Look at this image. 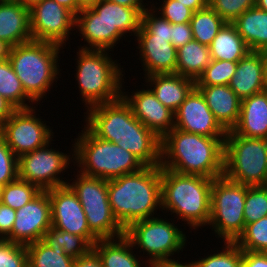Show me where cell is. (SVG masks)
I'll return each instance as SVG.
<instances>
[{"instance_id":"41","label":"cell","mask_w":267,"mask_h":267,"mask_svg":"<svg viewBox=\"0 0 267 267\" xmlns=\"http://www.w3.org/2000/svg\"><path fill=\"white\" fill-rule=\"evenodd\" d=\"M245 226L267 216V187L249 186L244 204Z\"/></svg>"},{"instance_id":"48","label":"cell","mask_w":267,"mask_h":267,"mask_svg":"<svg viewBox=\"0 0 267 267\" xmlns=\"http://www.w3.org/2000/svg\"><path fill=\"white\" fill-rule=\"evenodd\" d=\"M193 40V33L190 22L182 24H172L171 43L176 49L182 47Z\"/></svg>"},{"instance_id":"43","label":"cell","mask_w":267,"mask_h":267,"mask_svg":"<svg viewBox=\"0 0 267 267\" xmlns=\"http://www.w3.org/2000/svg\"><path fill=\"white\" fill-rule=\"evenodd\" d=\"M208 5L227 23L256 6V0H208Z\"/></svg>"},{"instance_id":"22","label":"cell","mask_w":267,"mask_h":267,"mask_svg":"<svg viewBox=\"0 0 267 267\" xmlns=\"http://www.w3.org/2000/svg\"><path fill=\"white\" fill-rule=\"evenodd\" d=\"M232 131L236 135L267 139L266 90L241 100L239 120Z\"/></svg>"},{"instance_id":"61","label":"cell","mask_w":267,"mask_h":267,"mask_svg":"<svg viewBox=\"0 0 267 267\" xmlns=\"http://www.w3.org/2000/svg\"><path fill=\"white\" fill-rule=\"evenodd\" d=\"M10 1H17V0H0V2H10Z\"/></svg>"},{"instance_id":"47","label":"cell","mask_w":267,"mask_h":267,"mask_svg":"<svg viewBox=\"0 0 267 267\" xmlns=\"http://www.w3.org/2000/svg\"><path fill=\"white\" fill-rule=\"evenodd\" d=\"M16 210L0 202V239H7L11 235Z\"/></svg>"},{"instance_id":"17","label":"cell","mask_w":267,"mask_h":267,"mask_svg":"<svg viewBox=\"0 0 267 267\" xmlns=\"http://www.w3.org/2000/svg\"><path fill=\"white\" fill-rule=\"evenodd\" d=\"M86 110L85 126L100 139L117 143L127 133V102L122 96Z\"/></svg>"},{"instance_id":"58","label":"cell","mask_w":267,"mask_h":267,"mask_svg":"<svg viewBox=\"0 0 267 267\" xmlns=\"http://www.w3.org/2000/svg\"><path fill=\"white\" fill-rule=\"evenodd\" d=\"M41 0H17L22 6L31 9L35 4L40 2Z\"/></svg>"},{"instance_id":"13","label":"cell","mask_w":267,"mask_h":267,"mask_svg":"<svg viewBox=\"0 0 267 267\" xmlns=\"http://www.w3.org/2000/svg\"><path fill=\"white\" fill-rule=\"evenodd\" d=\"M51 227V201L48 191L42 190L30 202L16 210L14 225L7 240L26 246L40 241Z\"/></svg>"},{"instance_id":"2","label":"cell","mask_w":267,"mask_h":267,"mask_svg":"<svg viewBox=\"0 0 267 267\" xmlns=\"http://www.w3.org/2000/svg\"><path fill=\"white\" fill-rule=\"evenodd\" d=\"M107 189L112 212L126 229L135 221L155 217L157 210L160 211L161 167L145 166L137 172L107 180Z\"/></svg>"},{"instance_id":"11","label":"cell","mask_w":267,"mask_h":267,"mask_svg":"<svg viewBox=\"0 0 267 267\" xmlns=\"http://www.w3.org/2000/svg\"><path fill=\"white\" fill-rule=\"evenodd\" d=\"M33 107L16 109L0 126V136L17 158L54 141L53 130L35 115Z\"/></svg>"},{"instance_id":"32","label":"cell","mask_w":267,"mask_h":267,"mask_svg":"<svg viewBox=\"0 0 267 267\" xmlns=\"http://www.w3.org/2000/svg\"><path fill=\"white\" fill-rule=\"evenodd\" d=\"M77 176V177H76ZM73 182L67 185L76 194L82 206H95L110 204L108 200L107 180L98 177H90L79 171Z\"/></svg>"},{"instance_id":"12","label":"cell","mask_w":267,"mask_h":267,"mask_svg":"<svg viewBox=\"0 0 267 267\" xmlns=\"http://www.w3.org/2000/svg\"><path fill=\"white\" fill-rule=\"evenodd\" d=\"M76 16L54 0H41L30 9V30L33 41L66 45L75 30ZM65 43V44H64Z\"/></svg>"},{"instance_id":"33","label":"cell","mask_w":267,"mask_h":267,"mask_svg":"<svg viewBox=\"0 0 267 267\" xmlns=\"http://www.w3.org/2000/svg\"><path fill=\"white\" fill-rule=\"evenodd\" d=\"M0 95L16 109L31 108L35 102L25 93L21 81L15 74L10 61L0 62ZM28 101V103H26Z\"/></svg>"},{"instance_id":"53","label":"cell","mask_w":267,"mask_h":267,"mask_svg":"<svg viewBox=\"0 0 267 267\" xmlns=\"http://www.w3.org/2000/svg\"><path fill=\"white\" fill-rule=\"evenodd\" d=\"M13 48L14 45L8 41L0 39V62L10 60Z\"/></svg>"},{"instance_id":"35","label":"cell","mask_w":267,"mask_h":267,"mask_svg":"<svg viewBox=\"0 0 267 267\" xmlns=\"http://www.w3.org/2000/svg\"><path fill=\"white\" fill-rule=\"evenodd\" d=\"M225 23L209 5L196 11L190 21L193 39L209 46Z\"/></svg>"},{"instance_id":"23","label":"cell","mask_w":267,"mask_h":267,"mask_svg":"<svg viewBox=\"0 0 267 267\" xmlns=\"http://www.w3.org/2000/svg\"><path fill=\"white\" fill-rule=\"evenodd\" d=\"M264 62L262 52L249 51L238 61L229 87L241 99L248 98L264 89Z\"/></svg>"},{"instance_id":"44","label":"cell","mask_w":267,"mask_h":267,"mask_svg":"<svg viewBox=\"0 0 267 267\" xmlns=\"http://www.w3.org/2000/svg\"><path fill=\"white\" fill-rule=\"evenodd\" d=\"M0 267H28L26 246L0 239Z\"/></svg>"},{"instance_id":"51","label":"cell","mask_w":267,"mask_h":267,"mask_svg":"<svg viewBox=\"0 0 267 267\" xmlns=\"http://www.w3.org/2000/svg\"><path fill=\"white\" fill-rule=\"evenodd\" d=\"M16 108L0 95V126L13 114Z\"/></svg>"},{"instance_id":"27","label":"cell","mask_w":267,"mask_h":267,"mask_svg":"<svg viewBox=\"0 0 267 267\" xmlns=\"http://www.w3.org/2000/svg\"><path fill=\"white\" fill-rule=\"evenodd\" d=\"M93 249L101 258L103 267H141L146 262H140L137 258L140 255L134 253V247L125 235L100 239L93 245Z\"/></svg>"},{"instance_id":"9","label":"cell","mask_w":267,"mask_h":267,"mask_svg":"<svg viewBox=\"0 0 267 267\" xmlns=\"http://www.w3.org/2000/svg\"><path fill=\"white\" fill-rule=\"evenodd\" d=\"M249 185L233 182L224 175L213 179L208 225L224 242H236L245 229L244 204Z\"/></svg>"},{"instance_id":"45","label":"cell","mask_w":267,"mask_h":267,"mask_svg":"<svg viewBox=\"0 0 267 267\" xmlns=\"http://www.w3.org/2000/svg\"><path fill=\"white\" fill-rule=\"evenodd\" d=\"M18 178V158L0 136V186Z\"/></svg>"},{"instance_id":"16","label":"cell","mask_w":267,"mask_h":267,"mask_svg":"<svg viewBox=\"0 0 267 267\" xmlns=\"http://www.w3.org/2000/svg\"><path fill=\"white\" fill-rule=\"evenodd\" d=\"M123 90L122 86L121 96L130 105L134 116L160 139L174 128V112L156 98L149 86L129 95Z\"/></svg>"},{"instance_id":"3","label":"cell","mask_w":267,"mask_h":267,"mask_svg":"<svg viewBox=\"0 0 267 267\" xmlns=\"http://www.w3.org/2000/svg\"><path fill=\"white\" fill-rule=\"evenodd\" d=\"M213 179L161 167V211L171 212L193 230L208 226Z\"/></svg>"},{"instance_id":"30","label":"cell","mask_w":267,"mask_h":267,"mask_svg":"<svg viewBox=\"0 0 267 267\" xmlns=\"http://www.w3.org/2000/svg\"><path fill=\"white\" fill-rule=\"evenodd\" d=\"M176 56V74L195 81L212 61L209 46L194 39L178 48Z\"/></svg>"},{"instance_id":"7","label":"cell","mask_w":267,"mask_h":267,"mask_svg":"<svg viewBox=\"0 0 267 267\" xmlns=\"http://www.w3.org/2000/svg\"><path fill=\"white\" fill-rule=\"evenodd\" d=\"M174 223L157 216L135 221L125 229L124 235L130 240L134 249L140 248L139 254L146 252L147 267L178 262V259L171 257L180 251L183 252L187 237Z\"/></svg>"},{"instance_id":"42","label":"cell","mask_w":267,"mask_h":267,"mask_svg":"<svg viewBox=\"0 0 267 267\" xmlns=\"http://www.w3.org/2000/svg\"><path fill=\"white\" fill-rule=\"evenodd\" d=\"M136 34H153L156 37H172V24L163 18L151 7L146 9L141 16V26Z\"/></svg>"},{"instance_id":"57","label":"cell","mask_w":267,"mask_h":267,"mask_svg":"<svg viewBox=\"0 0 267 267\" xmlns=\"http://www.w3.org/2000/svg\"><path fill=\"white\" fill-rule=\"evenodd\" d=\"M97 0H77V5L81 9L90 8L92 7Z\"/></svg>"},{"instance_id":"29","label":"cell","mask_w":267,"mask_h":267,"mask_svg":"<svg viewBox=\"0 0 267 267\" xmlns=\"http://www.w3.org/2000/svg\"><path fill=\"white\" fill-rule=\"evenodd\" d=\"M213 60L238 62L250 50L233 23H225L209 45Z\"/></svg>"},{"instance_id":"50","label":"cell","mask_w":267,"mask_h":267,"mask_svg":"<svg viewBox=\"0 0 267 267\" xmlns=\"http://www.w3.org/2000/svg\"><path fill=\"white\" fill-rule=\"evenodd\" d=\"M73 267H103L101 258L92 248L87 254L74 259Z\"/></svg>"},{"instance_id":"34","label":"cell","mask_w":267,"mask_h":267,"mask_svg":"<svg viewBox=\"0 0 267 267\" xmlns=\"http://www.w3.org/2000/svg\"><path fill=\"white\" fill-rule=\"evenodd\" d=\"M41 241L52 249H63L65 254L74 259L87 254L93 248L83 236L53 227L43 234Z\"/></svg>"},{"instance_id":"6","label":"cell","mask_w":267,"mask_h":267,"mask_svg":"<svg viewBox=\"0 0 267 267\" xmlns=\"http://www.w3.org/2000/svg\"><path fill=\"white\" fill-rule=\"evenodd\" d=\"M61 48L50 42L33 40L13 48L9 61L25 93L37 104L49 93L56 79L59 80Z\"/></svg>"},{"instance_id":"26","label":"cell","mask_w":267,"mask_h":267,"mask_svg":"<svg viewBox=\"0 0 267 267\" xmlns=\"http://www.w3.org/2000/svg\"><path fill=\"white\" fill-rule=\"evenodd\" d=\"M250 51L267 50V12L251 7L232 22Z\"/></svg>"},{"instance_id":"54","label":"cell","mask_w":267,"mask_h":267,"mask_svg":"<svg viewBox=\"0 0 267 267\" xmlns=\"http://www.w3.org/2000/svg\"><path fill=\"white\" fill-rule=\"evenodd\" d=\"M193 12L204 9L208 6V0H177Z\"/></svg>"},{"instance_id":"36","label":"cell","mask_w":267,"mask_h":267,"mask_svg":"<svg viewBox=\"0 0 267 267\" xmlns=\"http://www.w3.org/2000/svg\"><path fill=\"white\" fill-rule=\"evenodd\" d=\"M28 267H73L74 258L63 249H52L41 240L26 245Z\"/></svg>"},{"instance_id":"37","label":"cell","mask_w":267,"mask_h":267,"mask_svg":"<svg viewBox=\"0 0 267 267\" xmlns=\"http://www.w3.org/2000/svg\"><path fill=\"white\" fill-rule=\"evenodd\" d=\"M41 191L37 185L17 178L1 188L0 202L14 210H18Z\"/></svg>"},{"instance_id":"8","label":"cell","mask_w":267,"mask_h":267,"mask_svg":"<svg viewBox=\"0 0 267 267\" xmlns=\"http://www.w3.org/2000/svg\"><path fill=\"white\" fill-rule=\"evenodd\" d=\"M224 176L249 186L263 185L267 177V139L236 135L225 137Z\"/></svg>"},{"instance_id":"10","label":"cell","mask_w":267,"mask_h":267,"mask_svg":"<svg viewBox=\"0 0 267 267\" xmlns=\"http://www.w3.org/2000/svg\"><path fill=\"white\" fill-rule=\"evenodd\" d=\"M51 144L50 141L44 147L18 158L19 179L35 184L41 190L67 185L68 182L60 179L62 176L59 175L67 170L72 161L74 163V145L67 155L55 148H50Z\"/></svg>"},{"instance_id":"39","label":"cell","mask_w":267,"mask_h":267,"mask_svg":"<svg viewBox=\"0 0 267 267\" xmlns=\"http://www.w3.org/2000/svg\"><path fill=\"white\" fill-rule=\"evenodd\" d=\"M238 62L213 60L195 81L196 86L229 85Z\"/></svg>"},{"instance_id":"18","label":"cell","mask_w":267,"mask_h":267,"mask_svg":"<svg viewBox=\"0 0 267 267\" xmlns=\"http://www.w3.org/2000/svg\"><path fill=\"white\" fill-rule=\"evenodd\" d=\"M116 144L131 152L145 166L161 164V139L134 116L128 103L127 133Z\"/></svg>"},{"instance_id":"5","label":"cell","mask_w":267,"mask_h":267,"mask_svg":"<svg viewBox=\"0 0 267 267\" xmlns=\"http://www.w3.org/2000/svg\"><path fill=\"white\" fill-rule=\"evenodd\" d=\"M81 132L74 139V165L81 174L111 180L145 167L131 152L100 139L85 125Z\"/></svg>"},{"instance_id":"21","label":"cell","mask_w":267,"mask_h":267,"mask_svg":"<svg viewBox=\"0 0 267 267\" xmlns=\"http://www.w3.org/2000/svg\"><path fill=\"white\" fill-rule=\"evenodd\" d=\"M219 124L226 130H232L238 123L241 99L229 85L196 86Z\"/></svg>"},{"instance_id":"55","label":"cell","mask_w":267,"mask_h":267,"mask_svg":"<svg viewBox=\"0 0 267 267\" xmlns=\"http://www.w3.org/2000/svg\"><path fill=\"white\" fill-rule=\"evenodd\" d=\"M59 5L65 7L71 11L75 16L81 11V8L77 5V0H54Z\"/></svg>"},{"instance_id":"28","label":"cell","mask_w":267,"mask_h":267,"mask_svg":"<svg viewBox=\"0 0 267 267\" xmlns=\"http://www.w3.org/2000/svg\"><path fill=\"white\" fill-rule=\"evenodd\" d=\"M91 8L112 28H117L124 37L127 35L126 33H129V36L133 34L136 36L140 29L142 14L135 8L122 6L108 0H97Z\"/></svg>"},{"instance_id":"62","label":"cell","mask_w":267,"mask_h":267,"mask_svg":"<svg viewBox=\"0 0 267 267\" xmlns=\"http://www.w3.org/2000/svg\"><path fill=\"white\" fill-rule=\"evenodd\" d=\"M149 267H168L167 265L149 266Z\"/></svg>"},{"instance_id":"31","label":"cell","mask_w":267,"mask_h":267,"mask_svg":"<svg viewBox=\"0 0 267 267\" xmlns=\"http://www.w3.org/2000/svg\"><path fill=\"white\" fill-rule=\"evenodd\" d=\"M91 233L98 239L123 236L125 229L115 218L111 205L82 206Z\"/></svg>"},{"instance_id":"20","label":"cell","mask_w":267,"mask_h":267,"mask_svg":"<svg viewBox=\"0 0 267 267\" xmlns=\"http://www.w3.org/2000/svg\"><path fill=\"white\" fill-rule=\"evenodd\" d=\"M82 34L84 42L80 49L114 50L124 36L117 28L104 21L91 7L81 9L76 15L75 29ZM89 45V46H88Z\"/></svg>"},{"instance_id":"63","label":"cell","mask_w":267,"mask_h":267,"mask_svg":"<svg viewBox=\"0 0 267 267\" xmlns=\"http://www.w3.org/2000/svg\"><path fill=\"white\" fill-rule=\"evenodd\" d=\"M263 186L267 187V177H266V180H265Z\"/></svg>"},{"instance_id":"46","label":"cell","mask_w":267,"mask_h":267,"mask_svg":"<svg viewBox=\"0 0 267 267\" xmlns=\"http://www.w3.org/2000/svg\"><path fill=\"white\" fill-rule=\"evenodd\" d=\"M162 2L163 4L158 6L159 8L152 4L153 9L171 24H182L191 21L194 12L190 8L177 0H163Z\"/></svg>"},{"instance_id":"19","label":"cell","mask_w":267,"mask_h":267,"mask_svg":"<svg viewBox=\"0 0 267 267\" xmlns=\"http://www.w3.org/2000/svg\"><path fill=\"white\" fill-rule=\"evenodd\" d=\"M139 60L141 59L145 77L155 74L176 73L177 49L171 39L153 34H136Z\"/></svg>"},{"instance_id":"1","label":"cell","mask_w":267,"mask_h":267,"mask_svg":"<svg viewBox=\"0 0 267 267\" xmlns=\"http://www.w3.org/2000/svg\"><path fill=\"white\" fill-rule=\"evenodd\" d=\"M225 137L173 128L161 139L160 167L215 179L224 175Z\"/></svg>"},{"instance_id":"38","label":"cell","mask_w":267,"mask_h":267,"mask_svg":"<svg viewBox=\"0 0 267 267\" xmlns=\"http://www.w3.org/2000/svg\"><path fill=\"white\" fill-rule=\"evenodd\" d=\"M222 251L190 262L194 267H242V250L235 242H223Z\"/></svg>"},{"instance_id":"49","label":"cell","mask_w":267,"mask_h":267,"mask_svg":"<svg viewBox=\"0 0 267 267\" xmlns=\"http://www.w3.org/2000/svg\"><path fill=\"white\" fill-rule=\"evenodd\" d=\"M242 267H267V252L242 250Z\"/></svg>"},{"instance_id":"14","label":"cell","mask_w":267,"mask_h":267,"mask_svg":"<svg viewBox=\"0 0 267 267\" xmlns=\"http://www.w3.org/2000/svg\"><path fill=\"white\" fill-rule=\"evenodd\" d=\"M51 201L52 227L83 236L92 246L98 239L91 233L85 212L68 185L47 190Z\"/></svg>"},{"instance_id":"60","label":"cell","mask_w":267,"mask_h":267,"mask_svg":"<svg viewBox=\"0 0 267 267\" xmlns=\"http://www.w3.org/2000/svg\"><path fill=\"white\" fill-rule=\"evenodd\" d=\"M256 6L267 12V0H256Z\"/></svg>"},{"instance_id":"15","label":"cell","mask_w":267,"mask_h":267,"mask_svg":"<svg viewBox=\"0 0 267 267\" xmlns=\"http://www.w3.org/2000/svg\"><path fill=\"white\" fill-rule=\"evenodd\" d=\"M174 128L207 137H226L227 134L196 87L174 113Z\"/></svg>"},{"instance_id":"59","label":"cell","mask_w":267,"mask_h":267,"mask_svg":"<svg viewBox=\"0 0 267 267\" xmlns=\"http://www.w3.org/2000/svg\"><path fill=\"white\" fill-rule=\"evenodd\" d=\"M168 267H194L190 262L189 263H181V262H174L170 265H167Z\"/></svg>"},{"instance_id":"25","label":"cell","mask_w":267,"mask_h":267,"mask_svg":"<svg viewBox=\"0 0 267 267\" xmlns=\"http://www.w3.org/2000/svg\"><path fill=\"white\" fill-rule=\"evenodd\" d=\"M0 39L14 46L32 41L29 8L17 1L0 2Z\"/></svg>"},{"instance_id":"4","label":"cell","mask_w":267,"mask_h":267,"mask_svg":"<svg viewBox=\"0 0 267 267\" xmlns=\"http://www.w3.org/2000/svg\"><path fill=\"white\" fill-rule=\"evenodd\" d=\"M78 49L75 78L85 110L120 98L124 68L112 60L110 50Z\"/></svg>"},{"instance_id":"40","label":"cell","mask_w":267,"mask_h":267,"mask_svg":"<svg viewBox=\"0 0 267 267\" xmlns=\"http://www.w3.org/2000/svg\"><path fill=\"white\" fill-rule=\"evenodd\" d=\"M235 243L241 250L267 252V216L247 224Z\"/></svg>"},{"instance_id":"56","label":"cell","mask_w":267,"mask_h":267,"mask_svg":"<svg viewBox=\"0 0 267 267\" xmlns=\"http://www.w3.org/2000/svg\"><path fill=\"white\" fill-rule=\"evenodd\" d=\"M262 55L264 62V71H263L264 89L267 91V50L262 51Z\"/></svg>"},{"instance_id":"52","label":"cell","mask_w":267,"mask_h":267,"mask_svg":"<svg viewBox=\"0 0 267 267\" xmlns=\"http://www.w3.org/2000/svg\"><path fill=\"white\" fill-rule=\"evenodd\" d=\"M110 2L126 6V7H131L137 9L141 14L148 9L146 6H148L147 3L144 4V0H108ZM145 5V6H144Z\"/></svg>"},{"instance_id":"24","label":"cell","mask_w":267,"mask_h":267,"mask_svg":"<svg viewBox=\"0 0 267 267\" xmlns=\"http://www.w3.org/2000/svg\"><path fill=\"white\" fill-rule=\"evenodd\" d=\"M144 79L156 98L174 113L196 87L194 79L176 73L149 75Z\"/></svg>"}]
</instances>
